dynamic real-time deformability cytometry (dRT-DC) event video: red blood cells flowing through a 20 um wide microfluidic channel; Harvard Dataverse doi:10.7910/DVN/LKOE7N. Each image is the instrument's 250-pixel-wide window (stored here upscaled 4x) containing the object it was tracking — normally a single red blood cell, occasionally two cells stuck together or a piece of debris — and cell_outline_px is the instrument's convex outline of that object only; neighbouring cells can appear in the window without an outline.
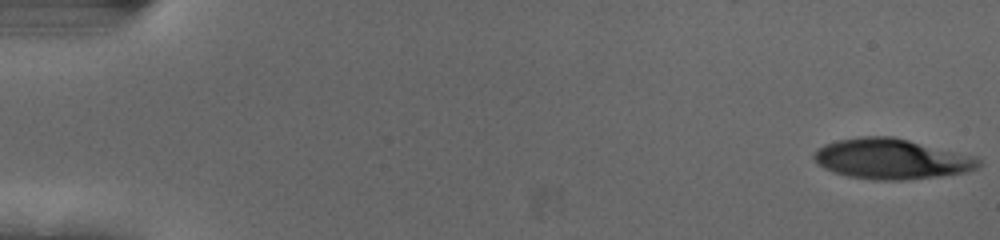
{"species": "human", "species_latin": "Homo sapiens", "temperature_condition": "cold", "stored_images_in_passage": 54, "camera_frame_rate_fps": 3000, "um_per_image_px": 0.085, "donor": {"sex": "female"}, "frame": {"image": 1, "passage_image": 1, "time_ms": 0.0, "image_size_px": [1000, 240], "cell_outline_px": [[984, 164], [980, 168], [968, 172], [940, 176], [900, 180], [876, 180], [848, 176], [832, 172], [824, 168], [812, 156], [816, 148], [824, 144], [840, 140], [864, 136], [892, 136], [976, 156]], "centroid_in_image_um": [75.82, 13.51], "position_along_channel_um": 9.2, "area_um2": 38.84}}
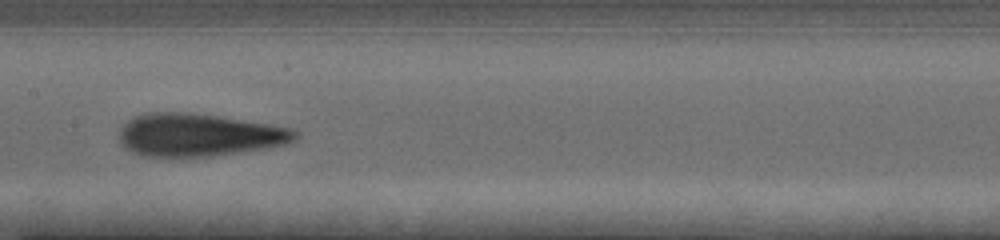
{"frame": {"image": 2, "passage_image": 28, "time_ms": 9.0, "image_size_px": [1000, 240], "cell_outline_px": [[300, 136], [296, 140], [284, 144], [264, 148], [208, 156], [144, 156], [132, 152], [120, 144], [120, 128], [128, 120], [144, 112], [188, 112], [216, 116], [268, 124], [292, 128], [300, 132]], "centroid_in_image_um": [16.88, 11.46], "position_along_channel_um": 190.5, "area_um2": 43.52}}
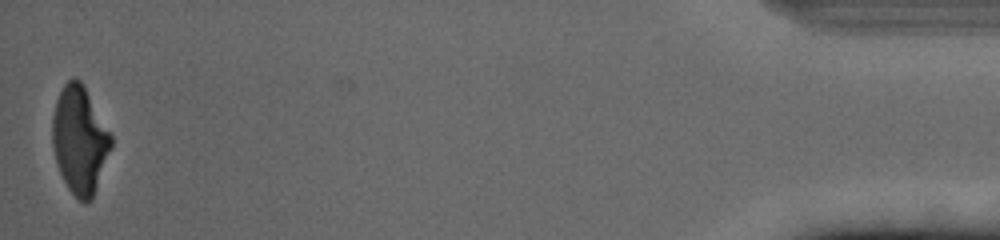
{"frame": {"image": 3, "passage_image": 54, "time_ms": 17.667, "image_size_px": [1000, 240], "cell_outline_px": [[112, 148], [92, 200], [84, 204], [68, 188], [60, 172], [56, 160], [52, 144], [52, 116], [56, 100], [64, 84], [68, 80], [80, 80], [84, 84], [112, 136]], "centroid_in_image_um": [6.79, 11.91], "position_along_channel_um": 428.4, "area_um2": 36.7}, "authors_computed_cell_mechanics": {"area_um2": 41.1247, "velocity_mm_per_s": 3.7156, "shape_relaxation_time_tau1_ms": 3.5392, "shape_relaxation_time_tau2_ms": 2.0456, "deformation_change_tau1": 0.2004, "deformation_change_tau2": 0.1198}}